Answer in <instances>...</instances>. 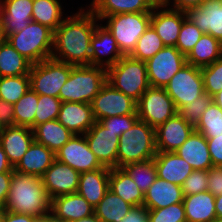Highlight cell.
<instances>
[{"label":"cell","mask_w":222,"mask_h":222,"mask_svg":"<svg viewBox=\"0 0 222 222\" xmlns=\"http://www.w3.org/2000/svg\"><path fill=\"white\" fill-rule=\"evenodd\" d=\"M97 21L90 9L80 8L67 16L54 31L52 58L74 66L91 65V38Z\"/></svg>","instance_id":"1"},{"label":"cell","mask_w":222,"mask_h":222,"mask_svg":"<svg viewBox=\"0 0 222 222\" xmlns=\"http://www.w3.org/2000/svg\"><path fill=\"white\" fill-rule=\"evenodd\" d=\"M5 211L32 215L40 219L51 210L49 198L41 177L13 170Z\"/></svg>","instance_id":"2"},{"label":"cell","mask_w":222,"mask_h":222,"mask_svg":"<svg viewBox=\"0 0 222 222\" xmlns=\"http://www.w3.org/2000/svg\"><path fill=\"white\" fill-rule=\"evenodd\" d=\"M107 82V69L92 65H72L68 80L60 88L62 102L91 103Z\"/></svg>","instance_id":"3"},{"label":"cell","mask_w":222,"mask_h":222,"mask_svg":"<svg viewBox=\"0 0 222 222\" xmlns=\"http://www.w3.org/2000/svg\"><path fill=\"white\" fill-rule=\"evenodd\" d=\"M156 154L155 128L138 120L119 137L117 167L150 160Z\"/></svg>","instance_id":"4"},{"label":"cell","mask_w":222,"mask_h":222,"mask_svg":"<svg viewBox=\"0 0 222 222\" xmlns=\"http://www.w3.org/2000/svg\"><path fill=\"white\" fill-rule=\"evenodd\" d=\"M107 82L136 102L150 87L146 62L124 55L107 69Z\"/></svg>","instance_id":"5"},{"label":"cell","mask_w":222,"mask_h":222,"mask_svg":"<svg viewBox=\"0 0 222 222\" xmlns=\"http://www.w3.org/2000/svg\"><path fill=\"white\" fill-rule=\"evenodd\" d=\"M54 32L40 23H31L21 31L10 34L6 41L32 64L52 57Z\"/></svg>","instance_id":"6"},{"label":"cell","mask_w":222,"mask_h":222,"mask_svg":"<svg viewBox=\"0 0 222 222\" xmlns=\"http://www.w3.org/2000/svg\"><path fill=\"white\" fill-rule=\"evenodd\" d=\"M104 20H107L104 26L117 41L121 53L130 55L138 39L151 25V12L115 14L101 19Z\"/></svg>","instance_id":"7"},{"label":"cell","mask_w":222,"mask_h":222,"mask_svg":"<svg viewBox=\"0 0 222 222\" xmlns=\"http://www.w3.org/2000/svg\"><path fill=\"white\" fill-rule=\"evenodd\" d=\"M72 65L51 58L37 64L30 69V88L38 95H49L59 98L60 88L68 80Z\"/></svg>","instance_id":"8"},{"label":"cell","mask_w":222,"mask_h":222,"mask_svg":"<svg viewBox=\"0 0 222 222\" xmlns=\"http://www.w3.org/2000/svg\"><path fill=\"white\" fill-rule=\"evenodd\" d=\"M164 88L179 111L205 93L201 68L185 64Z\"/></svg>","instance_id":"9"},{"label":"cell","mask_w":222,"mask_h":222,"mask_svg":"<svg viewBox=\"0 0 222 222\" xmlns=\"http://www.w3.org/2000/svg\"><path fill=\"white\" fill-rule=\"evenodd\" d=\"M176 113L178 111L165 88L149 87L137 102L139 120L155 129Z\"/></svg>","instance_id":"10"},{"label":"cell","mask_w":222,"mask_h":222,"mask_svg":"<svg viewBox=\"0 0 222 222\" xmlns=\"http://www.w3.org/2000/svg\"><path fill=\"white\" fill-rule=\"evenodd\" d=\"M185 64H187L185 55L175 46H165L146 61L150 87L164 88Z\"/></svg>","instance_id":"11"},{"label":"cell","mask_w":222,"mask_h":222,"mask_svg":"<svg viewBox=\"0 0 222 222\" xmlns=\"http://www.w3.org/2000/svg\"><path fill=\"white\" fill-rule=\"evenodd\" d=\"M95 121L112 116L137 114V102L106 82L91 102Z\"/></svg>","instance_id":"12"},{"label":"cell","mask_w":222,"mask_h":222,"mask_svg":"<svg viewBox=\"0 0 222 222\" xmlns=\"http://www.w3.org/2000/svg\"><path fill=\"white\" fill-rule=\"evenodd\" d=\"M56 159L79 173L103 168L90 150L85 135H73L56 153Z\"/></svg>","instance_id":"13"},{"label":"cell","mask_w":222,"mask_h":222,"mask_svg":"<svg viewBox=\"0 0 222 222\" xmlns=\"http://www.w3.org/2000/svg\"><path fill=\"white\" fill-rule=\"evenodd\" d=\"M90 150L103 167H117L119 136L103 127L98 121L85 134Z\"/></svg>","instance_id":"14"},{"label":"cell","mask_w":222,"mask_h":222,"mask_svg":"<svg viewBox=\"0 0 222 222\" xmlns=\"http://www.w3.org/2000/svg\"><path fill=\"white\" fill-rule=\"evenodd\" d=\"M80 174L69 165L55 159L41 179L49 198L53 199L60 195L76 193Z\"/></svg>","instance_id":"15"},{"label":"cell","mask_w":222,"mask_h":222,"mask_svg":"<svg viewBox=\"0 0 222 222\" xmlns=\"http://www.w3.org/2000/svg\"><path fill=\"white\" fill-rule=\"evenodd\" d=\"M194 130L193 125L176 113L155 129L157 152H175Z\"/></svg>","instance_id":"16"},{"label":"cell","mask_w":222,"mask_h":222,"mask_svg":"<svg viewBox=\"0 0 222 222\" xmlns=\"http://www.w3.org/2000/svg\"><path fill=\"white\" fill-rule=\"evenodd\" d=\"M186 17V12L172 9L159 2L151 12V26L165 46H176Z\"/></svg>","instance_id":"17"},{"label":"cell","mask_w":222,"mask_h":222,"mask_svg":"<svg viewBox=\"0 0 222 222\" xmlns=\"http://www.w3.org/2000/svg\"><path fill=\"white\" fill-rule=\"evenodd\" d=\"M123 56L111 32L103 24H97L91 38V65L108 69Z\"/></svg>","instance_id":"18"},{"label":"cell","mask_w":222,"mask_h":222,"mask_svg":"<svg viewBox=\"0 0 222 222\" xmlns=\"http://www.w3.org/2000/svg\"><path fill=\"white\" fill-rule=\"evenodd\" d=\"M186 15L203 33L222 42V0H205L199 7L188 10Z\"/></svg>","instance_id":"19"},{"label":"cell","mask_w":222,"mask_h":222,"mask_svg":"<svg viewBox=\"0 0 222 222\" xmlns=\"http://www.w3.org/2000/svg\"><path fill=\"white\" fill-rule=\"evenodd\" d=\"M34 141L30 127L9 126L0 129V145L11 165L15 167Z\"/></svg>","instance_id":"20"},{"label":"cell","mask_w":222,"mask_h":222,"mask_svg":"<svg viewBox=\"0 0 222 222\" xmlns=\"http://www.w3.org/2000/svg\"><path fill=\"white\" fill-rule=\"evenodd\" d=\"M57 120L74 135H84L94 125L91 103L62 102Z\"/></svg>","instance_id":"21"},{"label":"cell","mask_w":222,"mask_h":222,"mask_svg":"<svg viewBox=\"0 0 222 222\" xmlns=\"http://www.w3.org/2000/svg\"><path fill=\"white\" fill-rule=\"evenodd\" d=\"M154 161L158 178L180 186L194 171L176 152H157Z\"/></svg>","instance_id":"22"},{"label":"cell","mask_w":222,"mask_h":222,"mask_svg":"<svg viewBox=\"0 0 222 222\" xmlns=\"http://www.w3.org/2000/svg\"><path fill=\"white\" fill-rule=\"evenodd\" d=\"M51 211L67 222H76L93 215L94 207L76 192L51 199Z\"/></svg>","instance_id":"23"},{"label":"cell","mask_w":222,"mask_h":222,"mask_svg":"<svg viewBox=\"0 0 222 222\" xmlns=\"http://www.w3.org/2000/svg\"><path fill=\"white\" fill-rule=\"evenodd\" d=\"M158 3V0H93L88 7L101 21L115 14L152 12Z\"/></svg>","instance_id":"24"},{"label":"cell","mask_w":222,"mask_h":222,"mask_svg":"<svg viewBox=\"0 0 222 222\" xmlns=\"http://www.w3.org/2000/svg\"><path fill=\"white\" fill-rule=\"evenodd\" d=\"M183 199L182 186L157 177L144 193L143 206L149 210L160 209L172 204L181 203Z\"/></svg>","instance_id":"25"},{"label":"cell","mask_w":222,"mask_h":222,"mask_svg":"<svg viewBox=\"0 0 222 222\" xmlns=\"http://www.w3.org/2000/svg\"><path fill=\"white\" fill-rule=\"evenodd\" d=\"M55 159L56 155L53 151L34 140L14 170L22 174L42 177Z\"/></svg>","instance_id":"26"},{"label":"cell","mask_w":222,"mask_h":222,"mask_svg":"<svg viewBox=\"0 0 222 222\" xmlns=\"http://www.w3.org/2000/svg\"><path fill=\"white\" fill-rule=\"evenodd\" d=\"M110 168L103 167L80 174L77 193L95 207L109 190Z\"/></svg>","instance_id":"27"},{"label":"cell","mask_w":222,"mask_h":222,"mask_svg":"<svg viewBox=\"0 0 222 222\" xmlns=\"http://www.w3.org/2000/svg\"><path fill=\"white\" fill-rule=\"evenodd\" d=\"M175 152L186 160L193 170H208L213 166L207 139L195 130Z\"/></svg>","instance_id":"28"},{"label":"cell","mask_w":222,"mask_h":222,"mask_svg":"<svg viewBox=\"0 0 222 222\" xmlns=\"http://www.w3.org/2000/svg\"><path fill=\"white\" fill-rule=\"evenodd\" d=\"M34 0H4L3 28L5 36L21 31L32 21Z\"/></svg>","instance_id":"29"},{"label":"cell","mask_w":222,"mask_h":222,"mask_svg":"<svg viewBox=\"0 0 222 222\" xmlns=\"http://www.w3.org/2000/svg\"><path fill=\"white\" fill-rule=\"evenodd\" d=\"M182 203L187 222H212L217 218L215 196L208 191L184 196Z\"/></svg>","instance_id":"30"},{"label":"cell","mask_w":222,"mask_h":222,"mask_svg":"<svg viewBox=\"0 0 222 222\" xmlns=\"http://www.w3.org/2000/svg\"><path fill=\"white\" fill-rule=\"evenodd\" d=\"M109 190L133 207L143 206L144 193L123 168L110 169Z\"/></svg>","instance_id":"31"},{"label":"cell","mask_w":222,"mask_h":222,"mask_svg":"<svg viewBox=\"0 0 222 222\" xmlns=\"http://www.w3.org/2000/svg\"><path fill=\"white\" fill-rule=\"evenodd\" d=\"M34 140L56 153L74 135L57 119L37 125L33 129Z\"/></svg>","instance_id":"32"},{"label":"cell","mask_w":222,"mask_h":222,"mask_svg":"<svg viewBox=\"0 0 222 222\" xmlns=\"http://www.w3.org/2000/svg\"><path fill=\"white\" fill-rule=\"evenodd\" d=\"M221 56L222 42L210 34L204 33L186 56V62L187 64L202 68L214 63Z\"/></svg>","instance_id":"33"},{"label":"cell","mask_w":222,"mask_h":222,"mask_svg":"<svg viewBox=\"0 0 222 222\" xmlns=\"http://www.w3.org/2000/svg\"><path fill=\"white\" fill-rule=\"evenodd\" d=\"M133 206L108 190L101 201L94 207V215L101 222H121Z\"/></svg>","instance_id":"34"},{"label":"cell","mask_w":222,"mask_h":222,"mask_svg":"<svg viewBox=\"0 0 222 222\" xmlns=\"http://www.w3.org/2000/svg\"><path fill=\"white\" fill-rule=\"evenodd\" d=\"M32 63L7 41L0 44V77L29 75Z\"/></svg>","instance_id":"35"},{"label":"cell","mask_w":222,"mask_h":222,"mask_svg":"<svg viewBox=\"0 0 222 222\" xmlns=\"http://www.w3.org/2000/svg\"><path fill=\"white\" fill-rule=\"evenodd\" d=\"M60 0H34L32 21L50 28L53 32L64 21Z\"/></svg>","instance_id":"36"},{"label":"cell","mask_w":222,"mask_h":222,"mask_svg":"<svg viewBox=\"0 0 222 222\" xmlns=\"http://www.w3.org/2000/svg\"><path fill=\"white\" fill-rule=\"evenodd\" d=\"M38 103V94L31 88L14 104L15 126L34 129V118Z\"/></svg>","instance_id":"37"},{"label":"cell","mask_w":222,"mask_h":222,"mask_svg":"<svg viewBox=\"0 0 222 222\" xmlns=\"http://www.w3.org/2000/svg\"><path fill=\"white\" fill-rule=\"evenodd\" d=\"M122 168L131 176L143 193L149 189L157 178L154 158L142 162L130 163Z\"/></svg>","instance_id":"38"},{"label":"cell","mask_w":222,"mask_h":222,"mask_svg":"<svg viewBox=\"0 0 222 222\" xmlns=\"http://www.w3.org/2000/svg\"><path fill=\"white\" fill-rule=\"evenodd\" d=\"M29 88V75L0 77V100L14 105Z\"/></svg>","instance_id":"39"},{"label":"cell","mask_w":222,"mask_h":222,"mask_svg":"<svg viewBox=\"0 0 222 222\" xmlns=\"http://www.w3.org/2000/svg\"><path fill=\"white\" fill-rule=\"evenodd\" d=\"M165 45L157 32L150 27L141 35L133 52L130 54L132 58L147 61L155 56Z\"/></svg>","instance_id":"40"},{"label":"cell","mask_w":222,"mask_h":222,"mask_svg":"<svg viewBox=\"0 0 222 222\" xmlns=\"http://www.w3.org/2000/svg\"><path fill=\"white\" fill-rule=\"evenodd\" d=\"M195 131L206 138H214L222 134V109L212 101L203 112L200 121L195 126Z\"/></svg>","instance_id":"41"},{"label":"cell","mask_w":222,"mask_h":222,"mask_svg":"<svg viewBox=\"0 0 222 222\" xmlns=\"http://www.w3.org/2000/svg\"><path fill=\"white\" fill-rule=\"evenodd\" d=\"M62 101L49 95H38V103L34 118V128L47 121L56 120Z\"/></svg>","instance_id":"42"},{"label":"cell","mask_w":222,"mask_h":222,"mask_svg":"<svg viewBox=\"0 0 222 222\" xmlns=\"http://www.w3.org/2000/svg\"><path fill=\"white\" fill-rule=\"evenodd\" d=\"M204 33L187 17L184 19L176 48L187 56Z\"/></svg>","instance_id":"43"},{"label":"cell","mask_w":222,"mask_h":222,"mask_svg":"<svg viewBox=\"0 0 222 222\" xmlns=\"http://www.w3.org/2000/svg\"><path fill=\"white\" fill-rule=\"evenodd\" d=\"M204 91L213 97L222 90V56L214 63L201 68Z\"/></svg>","instance_id":"44"},{"label":"cell","mask_w":222,"mask_h":222,"mask_svg":"<svg viewBox=\"0 0 222 222\" xmlns=\"http://www.w3.org/2000/svg\"><path fill=\"white\" fill-rule=\"evenodd\" d=\"M213 98L210 97L206 92L199 96L191 103L182 107L178 113L194 127L198 124L201 119L203 112L209 107Z\"/></svg>","instance_id":"45"},{"label":"cell","mask_w":222,"mask_h":222,"mask_svg":"<svg viewBox=\"0 0 222 222\" xmlns=\"http://www.w3.org/2000/svg\"><path fill=\"white\" fill-rule=\"evenodd\" d=\"M149 222H187L183 203L149 210Z\"/></svg>","instance_id":"46"},{"label":"cell","mask_w":222,"mask_h":222,"mask_svg":"<svg viewBox=\"0 0 222 222\" xmlns=\"http://www.w3.org/2000/svg\"><path fill=\"white\" fill-rule=\"evenodd\" d=\"M138 120V114H128L124 116L118 115L103 118L98 122L106 129L117 133V135L120 137L122 133L129 130Z\"/></svg>","instance_id":"47"},{"label":"cell","mask_w":222,"mask_h":222,"mask_svg":"<svg viewBox=\"0 0 222 222\" xmlns=\"http://www.w3.org/2000/svg\"><path fill=\"white\" fill-rule=\"evenodd\" d=\"M207 170H194L184 181L182 190L184 196L207 191Z\"/></svg>","instance_id":"48"},{"label":"cell","mask_w":222,"mask_h":222,"mask_svg":"<svg viewBox=\"0 0 222 222\" xmlns=\"http://www.w3.org/2000/svg\"><path fill=\"white\" fill-rule=\"evenodd\" d=\"M207 191L212 195L219 196L222 194V166H212L207 170Z\"/></svg>","instance_id":"49"},{"label":"cell","mask_w":222,"mask_h":222,"mask_svg":"<svg viewBox=\"0 0 222 222\" xmlns=\"http://www.w3.org/2000/svg\"><path fill=\"white\" fill-rule=\"evenodd\" d=\"M206 139L213 166H222V134Z\"/></svg>","instance_id":"50"},{"label":"cell","mask_w":222,"mask_h":222,"mask_svg":"<svg viewBox=\"0 0 222 222\" xmlns=\"http://www.w3.org/2000/svg\"><path fill=\"white\" fill-rule=\"evenodd\" d=\"M15 126L14 105L0 100V129Z\"/></svg>","instance_id":"51"},{"label":"cell","mask_w":222,"mask_h":222,"mask_svg":"<svg viewBox=\"0 0 222 222\" xmlns=\"http://www.w3.org/2000/svg\"><path fill=\"white\" fill-rule=\"evenodd\" d=\"M149 209L144 206L133 207L129 213L122 218L121 222H149Z\"/></svg>","instance_id":"52"},{"label":"cell","mask_w":222,"mask_h":222,"mask_svg":"<svg viewBox=\"0 0 222 222\" xmlns=\"http://www.w3.org/2000/svg\"><path fill=\"white\" fill-rule=\"evenodd\" d=\"M173 1L174 2L172 4L171 0H161V2L165 6L170 7V3H171L173 6L170 8L183 11V12H187L188 10L194 7H199L200 5L203 4L205 0H173Z\"/></svg>","instance_id":"53"},{"label":"cell","mask_w":222,"mask_h":222,"mask_svg":"<svg viewBox=\"0 0 222 222\" xmlns=\"http://www.w3.org/2000/svg\"><path fill=\"white\" fill-rule=\"evenodd\" d=\"M12 172L0 173V208H5V203L10 190Z\"/></svg>","instance_id":"54"},{"label":"cell","mask_w":222,"mask_h":222,"mask_svg":"<svg viewBox=\"0 0 222 222\" xmlns=\"http://www.w3.org/2000/svg\"><path fill=\"white\" fill-rule=\"evenodd\" d=\"M38 218L23 213L5 211L4 222H36Z\"/></svg>","instance_id":"55"},{"label":"cell","mask_w":222,"mask_h":222,"mask_svg":"<svg viewBox=\"0 0 222 222\" xmlns=\"http://www.w3.org/2000/svg\"><path fill=\"white\" fill-rule=\"evenodd\" d=\"M14 167L9 162L4 149L0 145V173L13 172Z\"/></svg>","instance_id":"56"},{"label":"cell","mask_w":222,"mask_h":222,"mask_svg":"<svg viewBox=\"0 0 222 222\" xmlns=\"http://www.w3.org/2000/svg\"><path fill=\"white\" fill-rule=\"evenodd\" d=\"M36 222H67V221L63 220L61 217H58L54 212L50 210L40 219H38Z\"/></svg>","instance_id":"57"},{"label":"cell","mask_w":222,"mask_h":222,"mask_svg":"<svg viewBox=\"0 0 222 222\" xmlns=\"http://www.w3.org/2000/svg\"><path fill=\"white\" fill-rule=\"evenodd\" d=\"M215 213L218 219H222V194L215 197Z\"/></svg>","instance_id":"58"},{"label":"cell","mask_w":222,"mask_h":222,"mask_svg":"<svg viewBox=\"0 0 222 222\" xmlns=\"http://www.w3.org/2000/svg\"><path fill=\"white\" fill-rule=\"evenodd\" d=\"M212 98L213 101L222 109V90L215 94Z\"/></svg>","instance_id":"59"},{"label":"cell","mask_w":222,"mask_h":222,"mask_svg":"<svg viewBox=\"0 0 222 222\" xmlns=\"http://www.w3.org/2000/svg\"><path fill=\"white\" fill-rule=\"evenodd\" d=\"M76 222H101V221L93 214L87 218H82Z\"/></svg>","instance_id":"60"},{"label":"cell","mask_w":222,"mask_h":222,"mask_svg":"<svg viewBox=\"0 0 222 222\" xmlns=\"http://www.w3.org/2000/svg\"><path fill=\"white\" fill-rule=\"evenodd\" d=\"M6 41V36L4 33L3 23L0 22V44Z\"/></svg>","instance_id":"61"},{"label":"cell","mask_w":222,"mask_h":222,"mask_svg":"<svg viewBox=\"0 0 222 222\" xmlns=\"http://www.w3.org/2000/svg\"><path fill=\"white\" fill-rule=\"evenodd\" d=\"M4 10H5L4 0H0V22L3 21Z\"/></svg>","instance_id":"62"},{"label":"cell","mask_w":222,"mask_h":222,"mask_svg":"<svg viewBox=\"0 0 222 222\" xmlns=\"http://www.w3.org/2000/svg\"><path fill=\"white\" fill-rule=\"evenodd\" d=\"M4 218H5V209L0 208V222H4Z\"/></svg>","instance_id":"63"},{"label":"cell","mask_w":222,"mask_h":222,"mask_svg":"<svg viewBox=\"0 0 222 222\" xmlns=\"http://www.w3.org/2000/svg\"><path fill=\"white\" fill-rule=\"evenodd\" d=\"M212 222H222V219H218V218H216V219L213 220Z\"/></svg>","instance_id":"64"}]
</instances>
